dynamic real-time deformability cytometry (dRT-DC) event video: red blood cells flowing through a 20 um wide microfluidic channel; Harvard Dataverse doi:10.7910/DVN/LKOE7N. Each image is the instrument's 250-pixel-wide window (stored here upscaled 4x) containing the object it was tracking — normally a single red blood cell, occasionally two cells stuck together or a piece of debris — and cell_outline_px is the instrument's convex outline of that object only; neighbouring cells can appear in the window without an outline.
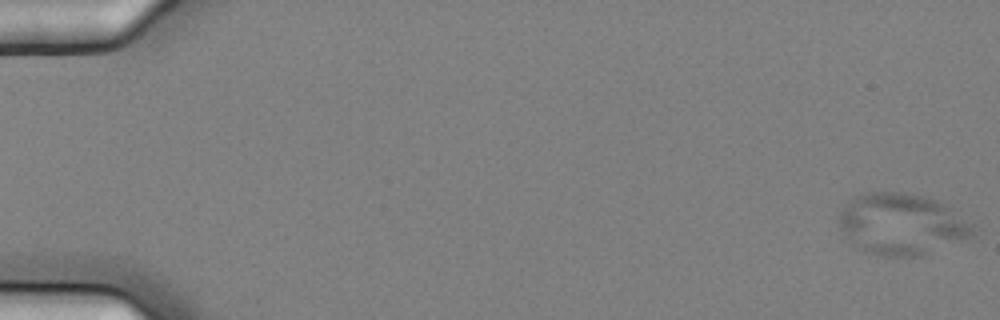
{"species": "common noctule bat (a hibernating species)", "species_latin": "Nyctalus noctula", "temperature_condition": "cold", "stored_images_in_passage": 6, "camera_frame_rate_fps": 3000, "um_per_image_px": 0.085, "animal": {"sex": "female", "body_mass_g": 25.1}, "frame": {"image": 1, "passage_image": 1, "time_ms": 0.0, "image_size_px": [1000, 320], "cell_outline_px": [[976, 224], [972, 232], [968, 236], [920, 256], [880, 256], [856, 248], [840, 228], [840, 216], [848, 204], [856, 196], [872, 192], [900, 192], [920, 196], [936, 200]], "centroid_in_image_um": [76.63, 19.06], "position_along_channel_um": 8.4, "area_um2": 46.7}}
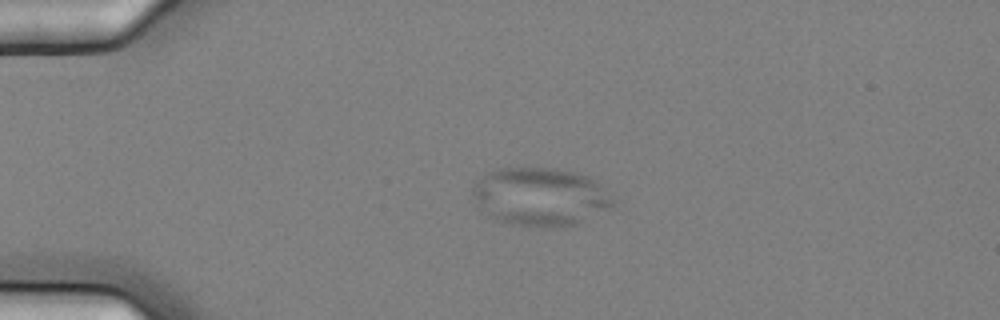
{"frame": {"image": 2, "passage_image": 5, "time_ms": 1.333, "image_size_px": [1000, 320], "cell_outline_px": [[616, 204], [612, 208], [576, 224], [552, 228], [548, 228], [512, 224], [496, 220], [472, 196], [472, 188], [488, 172], [500, 168], [552, 168], [576, 172], [588, 176], [596, 180], [604, 188]], "centroid_in_image_um": [46.0, 16.72], "position_along_channel_um": 39.0, "area_um2": 47.28}}